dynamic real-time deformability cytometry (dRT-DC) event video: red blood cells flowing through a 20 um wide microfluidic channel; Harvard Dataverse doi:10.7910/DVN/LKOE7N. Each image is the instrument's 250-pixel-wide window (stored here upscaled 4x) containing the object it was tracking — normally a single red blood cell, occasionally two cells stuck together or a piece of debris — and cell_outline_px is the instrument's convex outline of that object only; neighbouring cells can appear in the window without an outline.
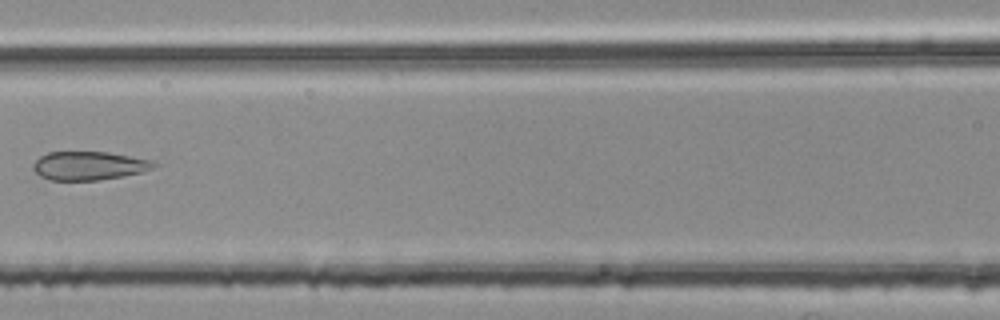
{"species": "common noctule bat (a hibernating species)", "species_latin": "Nyctalus noctula", "temperature_condition": "room temperature", "stored_images_in_passage": 3, "camera_frame_rate_fps": 3000, "um_per_image_px": 0.085, "animal": {"sex": "female", "body_mass_g": 25.1}, "frame": {"image": 1, "passage_image": 3, "time_ms": 0.667, "image_size_px": [1000, 320], "cell_outline_px": [[156, 164], [152, 168], [140, 172], [100, 180], [48, 180], [40, 176], [32, 168], [32, 164], [40, 156], [48, 152], [108, 152], [148, 160]], "centroid_in_image_um": [7.47, 14.09], "position_along_channel_um": 159.1, "area_um2": 19.77}}